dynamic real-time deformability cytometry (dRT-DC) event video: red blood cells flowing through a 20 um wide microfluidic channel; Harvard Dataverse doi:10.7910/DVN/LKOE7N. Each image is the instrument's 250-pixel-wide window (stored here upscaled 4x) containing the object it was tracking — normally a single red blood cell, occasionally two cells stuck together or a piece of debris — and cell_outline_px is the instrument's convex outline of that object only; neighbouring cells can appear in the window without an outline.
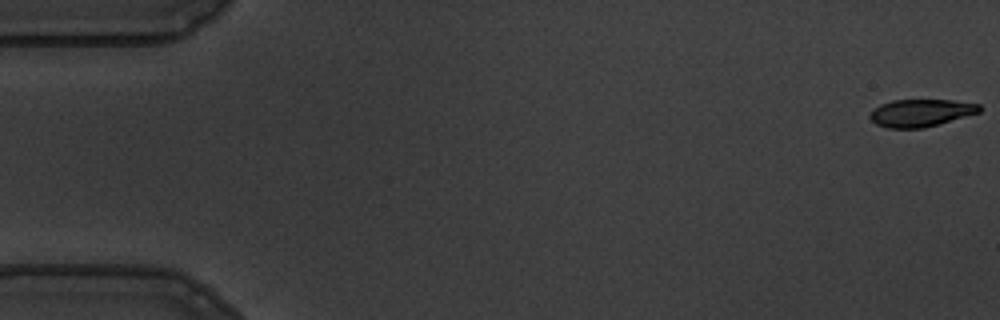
{"species": "common noctule bat (a hibernating species)", "species_latin": "Nyctalus noctula", "temperature_condition": "warm", "stored_images_in_passage": 56, "camera_frame_rate_fps": 3000, "um_per_image_px": 0.085, "animal": {"sex": "male", "body_mass_g": 19.5, "forearm_length_mm": 54.6}, "frame": {"image": 1, "passage_image": 1, "time_ms": 0.0, "image_size_px": [1000, 320], "cell_outline_px": [[980, 112], [924, 128], [888, 128], [876, 124], [868, 116], [880, 104], [892, 100], [952, 100], [980, 104]], "centroid_in_image_um": [78.26, 9.59], "position_along_channel_um": 6.7, "area_um2": 17.34}}
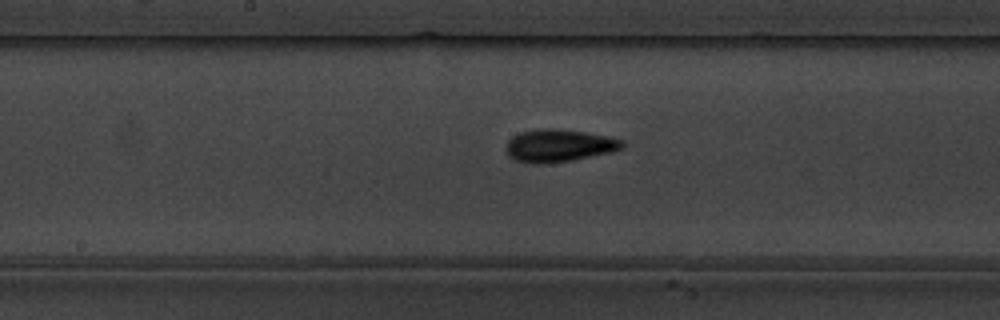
{"frame": {"image": 2, "passage_image": 29, "time_ms": 9.333, "image_size_px": [1000, 320], "cell_outline_px": [[624, 148], [612, 152], [572, 160], [548, 164], [532, 164], [516, 160], [508, 156], [504, 148], [508, 140], [512, 136], [520, 132], [544, 128], [552, 128], [584, 132], [608, 136], [624, 140]], "centroid_in_image_um": [47.49, 12.39], "position_along_channel_um": 200.7, "area_um2": 22.31}}
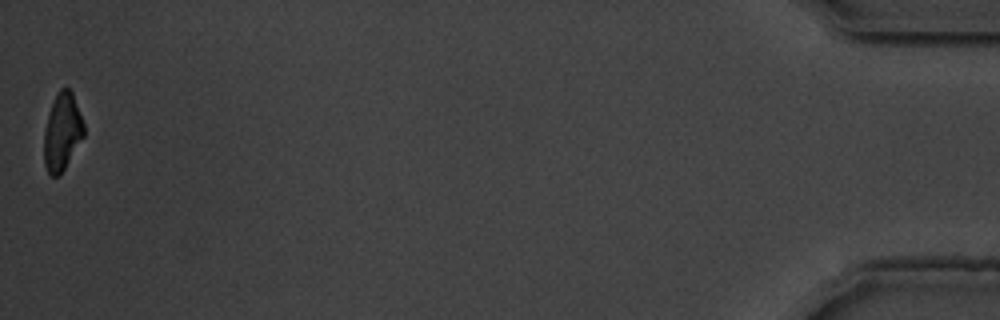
{"frame": {"image": 3, "passage_image": 56, "time_ms": 18.333, "image_size_px": [1000, 320], "cell_outline_px": [[84, 136], [60, 176], [52, 176], [48, 172], [44, 164], [44, 132], [52, 100], [56, 92], [60, 88], [68, 88], [72, 92], [84, 124]], "centroid_in_image_um": [5.28, 11.21], "position_along_channel_um": 429.9, "area_um2": 17.98}, "authors_computed_cell_mechanics": {"area_um2": 19.7387, "velocity_mm_per_s": 3.6221, "shape_relaxation_time_tau1_ms": 3.6675, "shape_relaxation_time_tau2_ms": 3.4792, "deformation_change_tau1": 0.1723, "deformation_change_tau2": 0.0975}}